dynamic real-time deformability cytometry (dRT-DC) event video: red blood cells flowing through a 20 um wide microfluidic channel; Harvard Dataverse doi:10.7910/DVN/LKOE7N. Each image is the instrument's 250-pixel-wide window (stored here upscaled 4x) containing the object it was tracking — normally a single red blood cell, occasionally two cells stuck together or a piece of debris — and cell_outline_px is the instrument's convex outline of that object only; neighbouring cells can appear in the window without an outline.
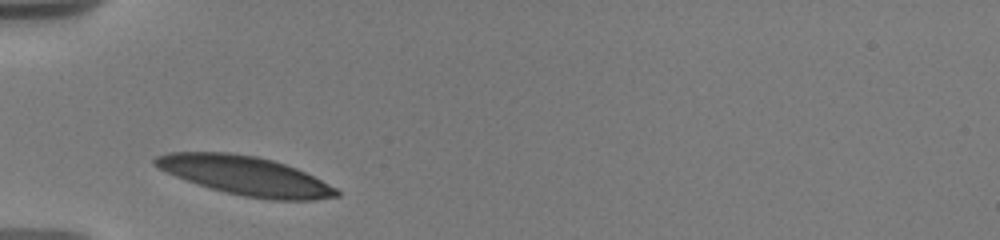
{"species": "human", "species_latin": "Homo sapiens", "temperature_condition": "warm", "stored_images_in_passage": 20, "camera_frame_rate_fps": 3000, "um_per_image_px": 0.085, "donor": {"sex": "male"}, "frame": {"image": 1, "passage_image": 1, "time_ms": 0.0, "image_size_px": [1000, 240], "cell_outline_px": [[340, 196], [316, 200], [272, 200], [244, 196], [212, 188], [176, 176], [152, 164], [152, 160], [156, 156], [168, 152], [228, 152], [256, 156], [272, 160], [296, 168], [336, 188], [340, 192]], "centroid_in_image_um": [20.86, 14.93], "position_along_channel_um": 64.1, "area_um2": 40.58}}
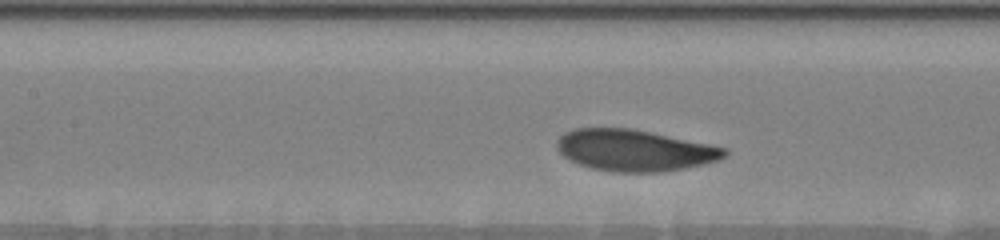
{"frame": {"image": 2, "passage_image": 13, "time_ms": 2.667, "image_size_px": [1000, 240], "cell_outline_px": [[728, 152], [720, 160], [704, 164], [684, 168], [660, 172], [612, 172], [592, 168], [576, 164], [564, 156], [556, 148], [556, 140], [564, 132], [576, 128], [632, 128], [712, 144], [728, 148]], "centroid_in_image_um": [53.94, 12.77], "position_along_channel_um": 153.5, "area_um2": 40.86}}
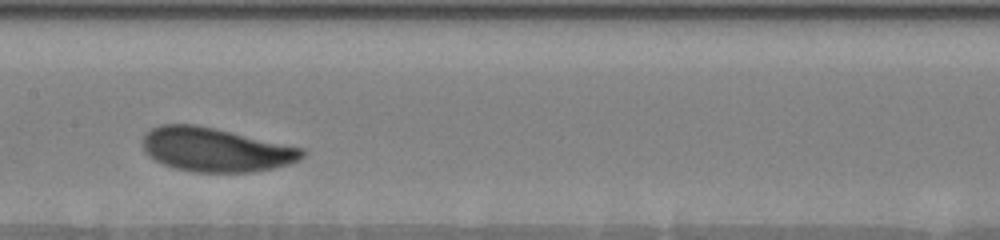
{"frame": {"image": 3, "passage_image": 19, "time_ms": 3.667, "image_size_px": [1000, 240], "cell_outline_px": [[304, 156], [288, 164], [272, 168], [252, 172], [192, 172], [176, 168], [164, 164], [148, 156], [144, 152], [144, 132], [160, 124], [196, 124], [304, 148]], "centroid_in_image_um": [18.3, 12.72], "position_along_channel_um": 189.1, "area_um2": 40.63}}